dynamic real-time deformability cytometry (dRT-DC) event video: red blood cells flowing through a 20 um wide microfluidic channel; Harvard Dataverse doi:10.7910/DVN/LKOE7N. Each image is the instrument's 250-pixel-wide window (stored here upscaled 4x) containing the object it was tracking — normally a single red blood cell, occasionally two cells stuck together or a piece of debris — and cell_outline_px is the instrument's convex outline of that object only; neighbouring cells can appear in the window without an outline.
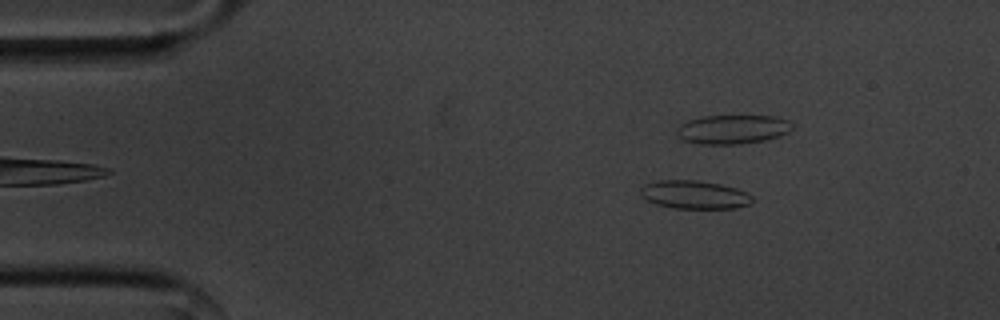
{"species": "common noctule bat (a hibernating species)", "species_latin": "Nyctalus noctula", "temperature_condition": "cold", "stored_images_in_passage": 55, "camera_frame_rate_fps": 3000, "um_per_image_px": 0.085, "animal": {"sex": "male", "body_mass_g": 20.1, "forearm_length_mm": 53.5}, "frame": {"image": 1, "passage_image": 8, "time_ms": 2.333, "image_size_px": [1000, 320], "cell_outline_px": [[752, 204], [736, 208], [672, 208], [656, 204], [648, 200], [640, 192], [640, 188], [644, 184], [656, 180], [696, 180], [720, 184], [736, 188], [752, 196]], "centroid_in_image_um": [59.02, 16.54], "position_along_channel_um": 26.0, "area_um2": 18.38}}
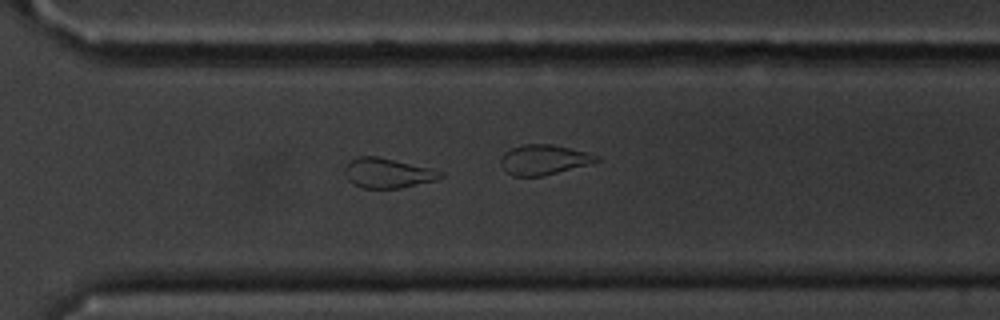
{"frame": {"image": 2, "passage_image": 39, "time_ms": 12.667, "image_size_px": [1000, 320], "cell_outline_px": [[444, 176], [436, 180], [400, 188], [364, 188], [352, 184], [348, 180], [344, 168], [352, 160], [360, 156], [380, 156], [428, 168], [440, 172]], "centroid_in_image_um": [32.92, 14.71], "position_along_channel_um": 337.7, "area_um2": 16.36}}
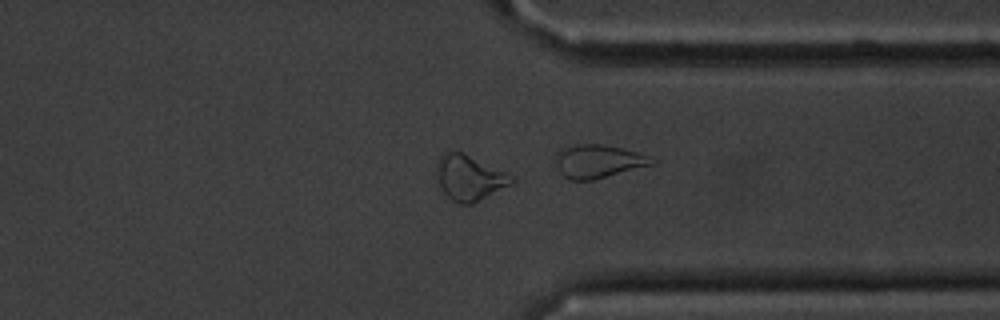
{"frame": {"image": 3, "passage_image": 42, "time_ms": 13.667, "image_size_px": [1000, 320], "cell_outline_px": [[516, 180], [512, 184], [472, 204], [460, 204], [452, 200], [444, 192], [440, 184], [436, 168], [436, 160], [444, 152], [460, 152], [508, 172], [516, 176]], "centroid_in_image_um": [39.94, 15.11], "position_along_channel_um": 371.5, "area_um2": 19.71}, "authors_computed_cell_mechanics": {"area_um2": 18.2648, "velocity_mm_per_s": 3.5858, "shape_relaxation_time_tau1_ms": 6.9666, "shape_relaxation_time_tau2_ms": 3.957, "deformation_change_tau1": 0.1509, "deformation_change_tau2": 0.1094}}